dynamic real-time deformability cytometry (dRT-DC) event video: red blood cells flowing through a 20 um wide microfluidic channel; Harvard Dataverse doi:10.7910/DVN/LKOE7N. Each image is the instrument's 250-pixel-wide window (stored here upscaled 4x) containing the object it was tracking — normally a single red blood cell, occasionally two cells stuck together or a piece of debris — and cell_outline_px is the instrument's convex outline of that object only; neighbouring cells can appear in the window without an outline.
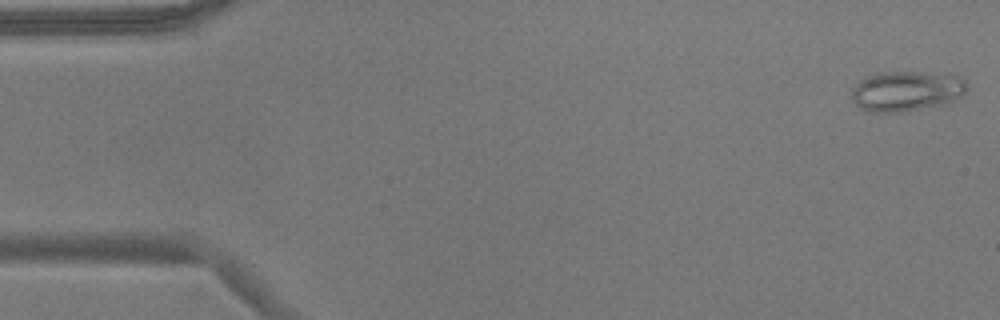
{"species": "common noctule bat (a hibernating species)", "species_latin": "Nyctalus noctula", "temperature_condition": "warm", "stored_images_in_passage": 54, "camera_frame_rate_fps": 3000, "um_per_image_px": 0.085, "animal": {"sex": "male", "body_mass_g": 17.9}, "frame": {"image": 1, "passage_image": 1, "time_ms": 0.0, "image_size_px": [1000, 320], "cell_outline_px": [[968, 88], [960, 96], [948, 104], [900, 112], [864, 112], [852, 100], [852, 88], [860, 80], [880, 72], [916, 72], [956, 76], [964, 80], [968, 84]], "centroid_in_image_um": [77.03, 7.76], "position_along_channel_um": 8.0, "area_um2": 26.93}}
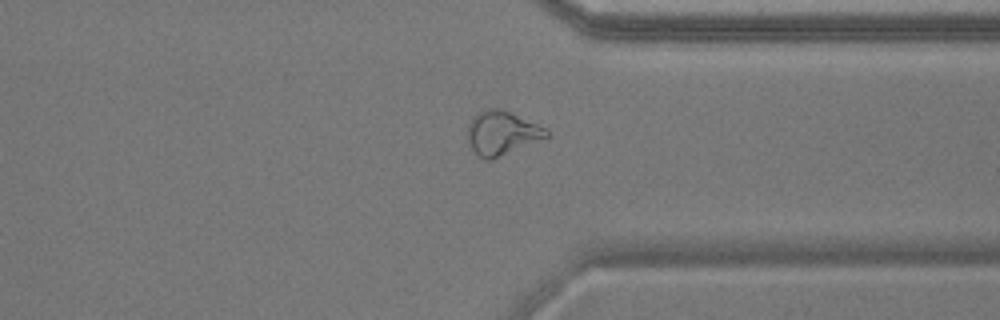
{"frame": {"image": 2, "passage_image": 41, "time_ms": 13.333, "image_size_px": [1000, 320], "cell_outline_px": [[548, 136], [488, 160], [484, 160], [472, 148], [468, 140], [468, 124], [472, 116], [476, 112], [488, 108], [500, 108], [536, 124], [544, 128], [548, 132]], "centroid_in_image_um": [42.58, 11.27], "position_along_channel_um": 368.8, "area_um2": 19.42}}
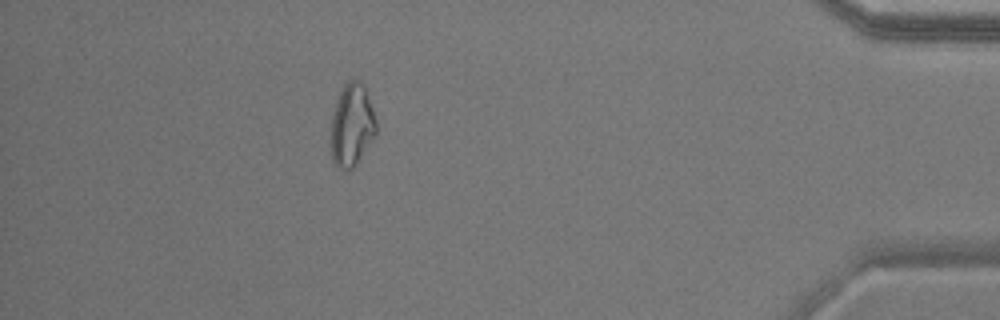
{"frame": {"image": 3, "passage_image": 48, "time_ms": 15.667, "image_size_px": [1000, 320], "cell_outline_px": [[376, 136], [356, 164], [348, 172], [336, 168], [332, 160], [332, 112], [340, 92], [344, 84], [348, 80], [360, 80], [364, 84], [376, 120]], "centroid_in_image_um": [29.92, 10.66], "position_along_channel_um": 405.3, "area_um2": 21.91}, "authors_computed_cell_mechanics": {"area_um2": 20.808, "velocity_mm_per_s": 3.682, "shape_relaxation_time_tau1_ms": null, "shape_relaxation_time_tau2_ms": 4.5709, "deformation_change_tau1": null, "deformation_change_tau2": 0.1034}}